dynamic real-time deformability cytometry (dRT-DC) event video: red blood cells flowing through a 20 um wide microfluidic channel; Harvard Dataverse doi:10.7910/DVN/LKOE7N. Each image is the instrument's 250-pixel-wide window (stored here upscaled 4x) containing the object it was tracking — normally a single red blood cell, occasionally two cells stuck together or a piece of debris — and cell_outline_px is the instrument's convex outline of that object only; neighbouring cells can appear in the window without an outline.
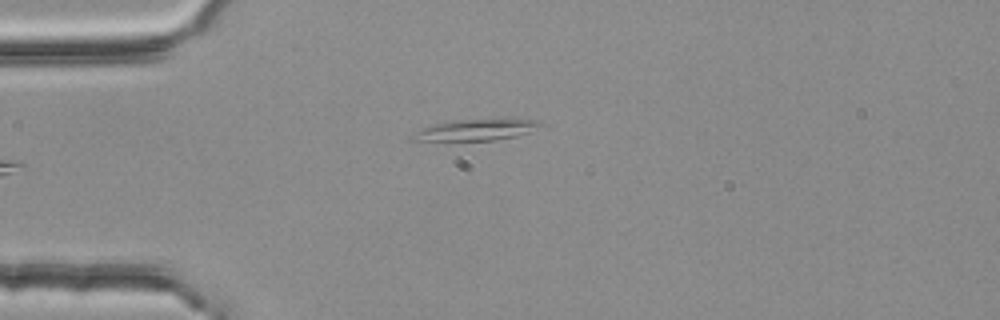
{"species": "common noctule bat (a hibernating species)", "species_latin": "Nyctalus noctula", "temperature_condition": "room temperature", "stored_images_in_passage": 4, "camera_frame_rate_fps": 3000, "um_per_image_px": 0.085, "animal": {"sex": "female", "body_mass_g": 25.1}, "frame": {"image": 1, "passage_image": 4, "time_ms": 1.0, "image_size_px": [1000, 320], "cell_outline_px": [[544, 124], [528, 132], [516, 136], [496, 140], [408, 140], [408, 136], [424, 128], [436, 124], [456, 120], [536, 120]], "centroid_in_image_um": [40.42, 11.06], "position_along_channel_um": 44.6, "area_um2": 15.14}}